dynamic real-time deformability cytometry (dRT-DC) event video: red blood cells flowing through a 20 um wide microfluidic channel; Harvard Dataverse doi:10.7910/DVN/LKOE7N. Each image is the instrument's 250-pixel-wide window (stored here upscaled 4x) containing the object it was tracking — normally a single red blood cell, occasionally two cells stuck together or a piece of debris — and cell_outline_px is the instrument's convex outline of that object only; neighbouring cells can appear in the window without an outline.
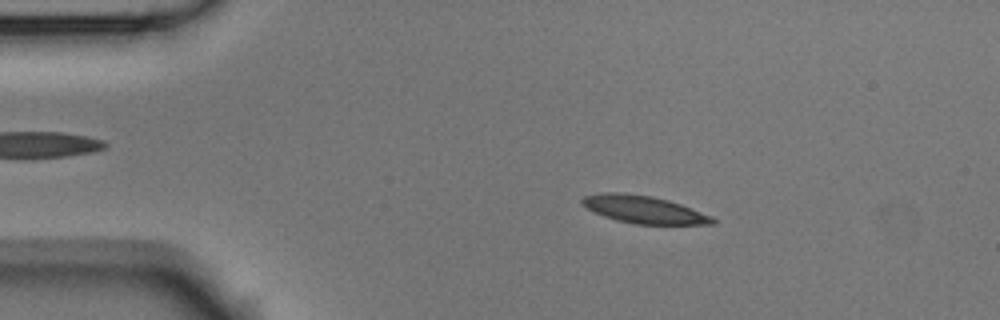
{"species": "Egyptian fruit bat (a non-hibernating species)", "species_latin": "Rousettus aegyptiacus", "temperature_condition": "room temperature", "stored_images_in_passage": 6, "camera_frame_rate_fps": 3000, "um_per_image_px": 0.085, "animal": {"sex": "male"}, "frame": {"image": 1, "passage_image": 2, "time_ms": 0.333, "image_size_px": [1000, 320], "cell_outline_px": [[716, 224], [636, 224], [616, 220], [604, 216], [580, 204], [580, 200], [584, 196], [608, 192], [616, 192], [652, 196], [668, 200], [680, 204], [712, 216], [716, 220]], "centroid_in_image_um": [54.73, 17.81], "position_along_channel_um": 30.3, "area_um2": 20.69}}
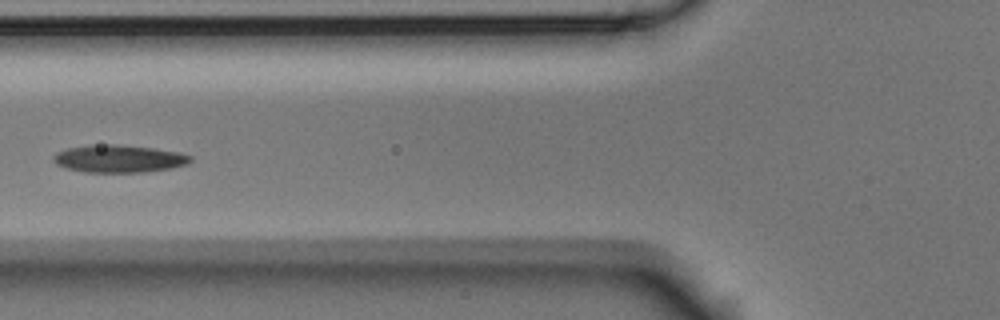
{"frame": {"image": 2, "passage_image": 5, "time_ms": 1.333, "image_size_px": [1000, 320], "cell_outline_px": [[192, 160], [188, 164], [172, 168], [144, 172], [84, 172], [64, 168], [56, 164], [52, 160], [52, 156], [56, 152], [68, 148], [92, 144], [116, 144], [152, 148], [180, 152], [192, 156]], "centroid_in_image_um": [10.09, 13.49], "position_along_channel_um": 115.7, "area_um2": 22.25}}
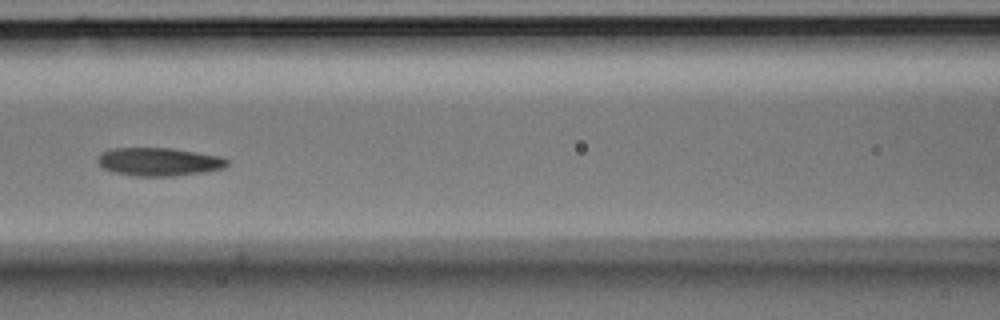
{"frame": {"image": 3, "passage_image": 6, "time_ms": 1.667, "image_size_px": [1000, 320], "cell_outline_px": [[228, 164], [224, 168], [204, 172], [176, 176], [136, 176], [116, 172], [104, 168], [96, 160], [100, 152], [112, 148], [172, 148], [220, 156], [228, 160]], "centroid_in_image_um": [13.51, 13.74], "position_along_channel_um": 153.1, "area_um2": 21.27}}